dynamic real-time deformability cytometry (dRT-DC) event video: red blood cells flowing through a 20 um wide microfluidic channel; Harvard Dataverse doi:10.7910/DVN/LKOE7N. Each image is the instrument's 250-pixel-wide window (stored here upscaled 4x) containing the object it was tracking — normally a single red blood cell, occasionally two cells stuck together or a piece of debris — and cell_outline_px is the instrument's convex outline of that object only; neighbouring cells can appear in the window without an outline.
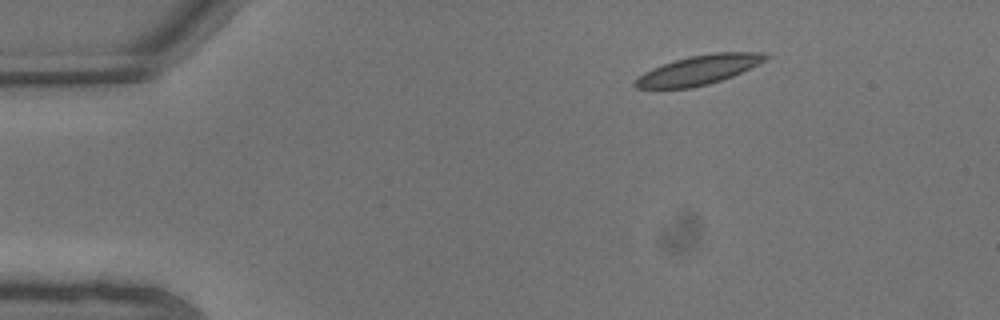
{"species": "common noctule bat (a hibernating species)", "species_latin": "Nyctalus noctula", "temperature_condition": "warm", "stored_images_in_passage": 20, "camera_frame_rate_fps": 3000, "um_per_image_px": 0.085, "animal": {"sex": "male", "body_mass_g": 13.3}, "frame": {"image": 1, "passage_image": 3, "time_ms": 0.667, "image_size_px": [1000, 320], "cell_outline_px": [[768, 56], [764, 60], [732, 76], [708, 84], [692, 88], [636, 88], [632, 84], [644, 72], [652, 68], [676, 60], [692, 56], [716, 52], [764, 52]], "centroid_in_image_um": [59.36, 5.95], "position_along_channel_um": 25.6, "area_um2": 21.73}}
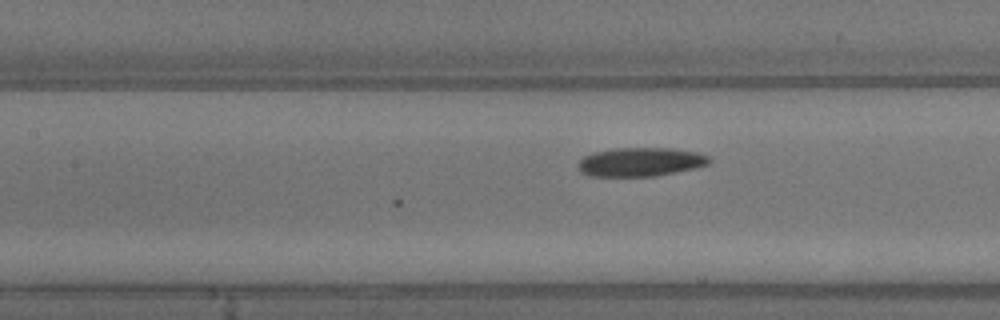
{"frame": {"image": 2, "passage_image": 9, "time_ms": 2.667, "image_size_px": [1000, 320], "cell_outline_px": [[712, 160], [708, 164], [696, 168], [656, 176], [592, 176], [580, 172], [580, 160], [584, 156], [596, 152], [616, 148], [672, 148], [696, 152], [708, 156]], "centroid_in_image_um": [54.49, 13.76], "position_along_channel_um": 152.9, "area_um2": 21.85}}